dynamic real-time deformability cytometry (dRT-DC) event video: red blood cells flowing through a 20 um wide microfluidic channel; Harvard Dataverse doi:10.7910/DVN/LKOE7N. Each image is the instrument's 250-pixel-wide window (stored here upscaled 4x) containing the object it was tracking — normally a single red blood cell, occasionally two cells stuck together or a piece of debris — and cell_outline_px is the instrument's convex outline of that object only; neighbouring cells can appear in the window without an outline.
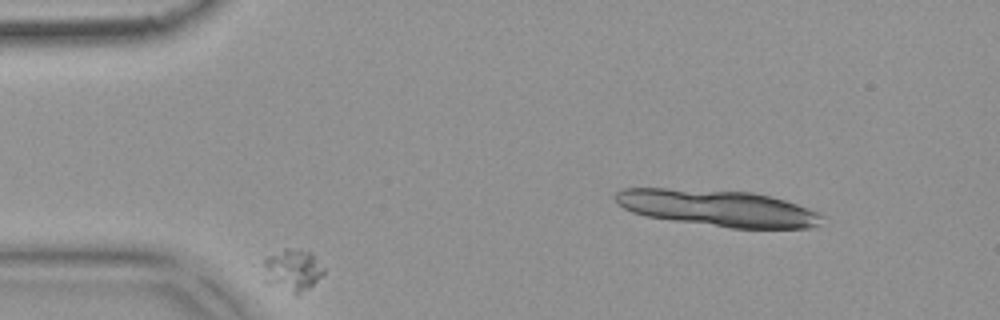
{"species": "common noctule bat (a hibernating species)", "species_latin": "Nyctalus noctula", "temperature_condition": "warm", "stored_images_in_passage": 41, "camera_frame_rate_fps": 3000, "um_per_image_px": 0.085, "animal": {"sex": "female", "body_mass_g": 18.4}, "frame": {"image": 1, "passage_image": 7, "time_ms": 2.0, "image_size_px": [1000, 320], "cell_outline_px": [[324, 272], [308, 288], [296, 296], [264, 284], [264, 256], [284, 248], [288, 248], [312, 252], [324, 268]], "centroid_in_image_um": [24.79, 22.98], "position_along_channel_um": 60.2, "area_um2": 15.26}}
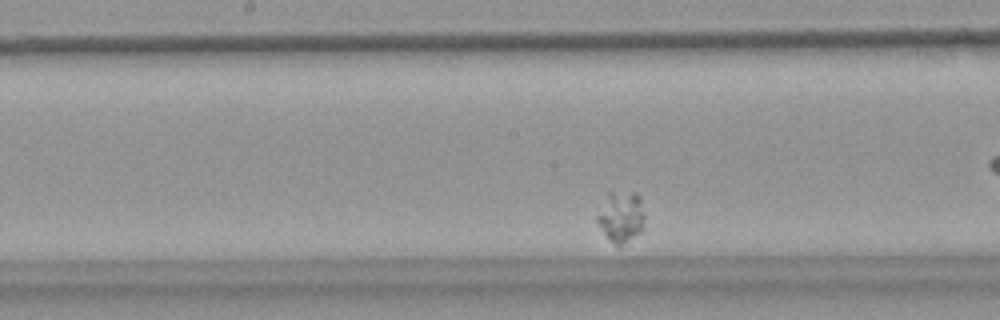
{"frame": {"image": 2, "passage_image": 22, "time_ms": 7.0, "image_size_px": [1000, 320], "cell_outline_px": [[644, 216], [640, 232], [620, 244], [616, 244], [604, 232], [596, 220], [596, 216], [608, 192], [612, 188], [636, 192], [640, 196]], "centroid_in_image_um": [52.78, 18.28], "position_along_channel_um": 195.4, "area_um2": 13.93}}
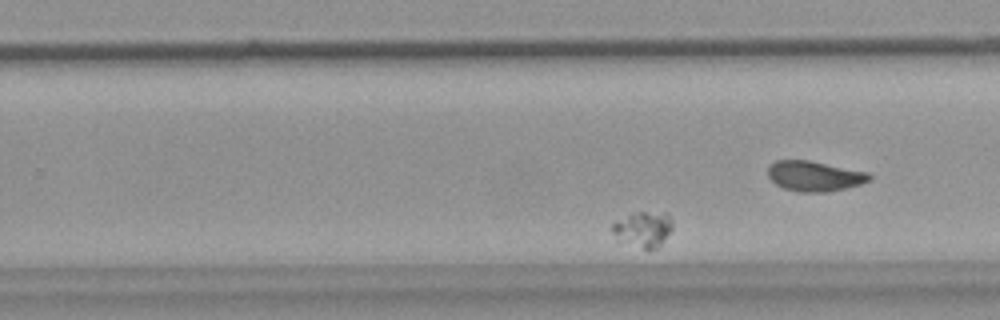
{"frame": {"image": 3, "passage_image": 30, "time_ms": 9.667, "image_size_px": [1000, 320], "cell_outline_px": [[672, 228], [660, 244], [656, 248], [648, 252], [612, 232], [612, 224], [616, 220], [636, 212], [664, 212], [672, 220]], "centroid_in_image_um": [54.72, 19.46], "position_along_channel_um": 275.1, "area_um2": 11.96}}